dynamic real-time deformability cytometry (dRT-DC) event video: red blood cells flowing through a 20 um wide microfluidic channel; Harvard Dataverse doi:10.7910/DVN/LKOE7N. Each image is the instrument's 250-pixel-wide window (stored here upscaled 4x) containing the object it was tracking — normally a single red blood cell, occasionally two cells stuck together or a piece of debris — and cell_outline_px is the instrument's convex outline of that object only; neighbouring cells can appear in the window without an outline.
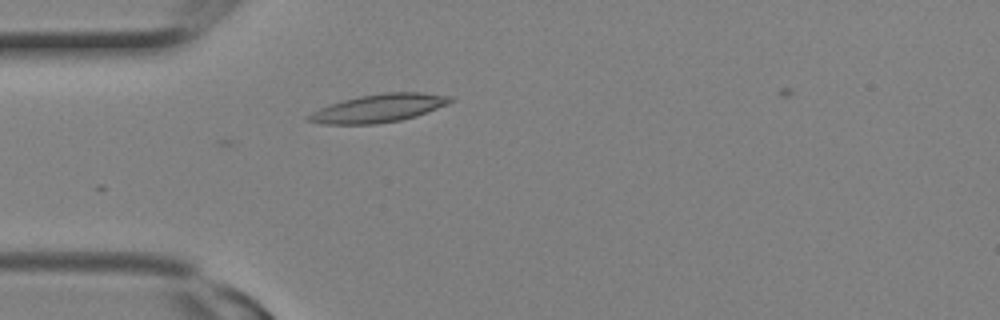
{"species": "Egyptian fruit bat (a non-hibernating species)", "species_latin": "Rousettus aegyptiacus", "temperature_condition": "room temperature", "stored_images_in_passage": 3, "camera_frame_rate_fps": 3000, "um_per_image_px": 0.085, "animal": {"sex": "female"}, "frame": {"image": 1, "passage_image": 1, "time_ms": 0.0, "image_size_px": [1000, 320], "cell_outline_px": [[456, 100], [448, 104], [416, 116], [400, 120], [376, 124], [324, 124], [308, 120], [304, 116], [320, 108], [344, 100], [360, 96], [384, 92], [420, 92], [452, 96]], "centroid_in_image_um": [32.23, 9.19], "position_along_channel_um": 52.8, "area_um2": 23.12}}
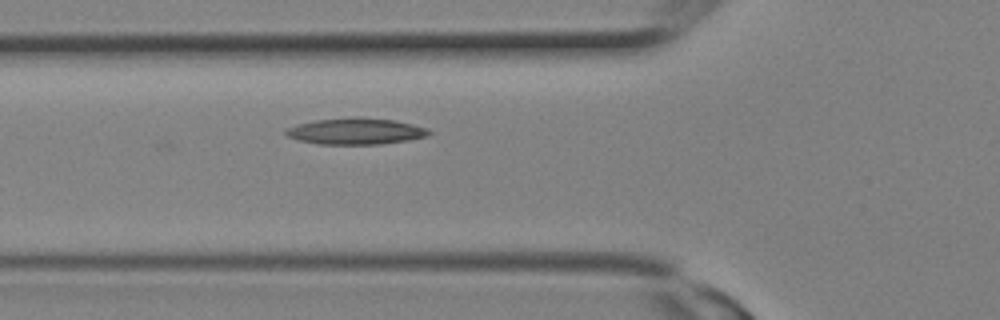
{"frame": {"image": 2, "passage_image": 3, "time_ms": 0.667, "image_size_px": [1000, 320], "cell_outline_px": [[432, 132], [428, 136], [408, 140], [380, 144], [320, 144], [300, 140], [288, 136], [284, 132], [288, 128], [296, 124], [316, 120], [356, 116], [360, 116], [392, 120], [412, 124], [428, 128]], "centroid_in_image_um": [30.27, 11.14], "position_along_channel_um": 95.5, "area_um2": 21.96}}